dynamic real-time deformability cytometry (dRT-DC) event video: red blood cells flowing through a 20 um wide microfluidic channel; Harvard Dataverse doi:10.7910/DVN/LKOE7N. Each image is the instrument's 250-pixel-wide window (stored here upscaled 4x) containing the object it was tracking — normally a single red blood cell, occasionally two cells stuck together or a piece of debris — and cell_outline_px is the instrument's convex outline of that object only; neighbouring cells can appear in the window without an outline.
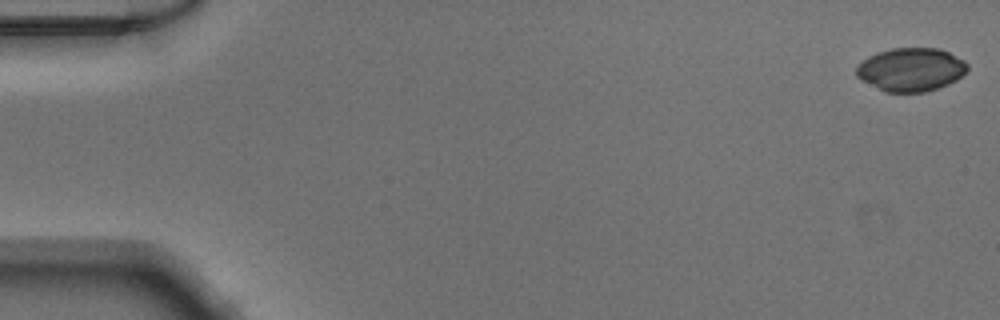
{"species": "Egyptian fruit bat (a non-hibernating species)", "species_latin": "Rousettus aegyptiacus", "temperature_condition": "warm", "stored_images_in_passage": 50, "camera_frame_rate_fps": 3000, "um_per_image_px": 0.085, "animal": {"sex": "male"}, "frame": {"image": 1, "passage_image": 1, "time_ms": 0.0, "image_size_px": [1000, 320], "cell_outline_px": [[968, 68], [956, 80], [948, 84], [924, 92], [884, 92], [860, 80], [856, 76], [856, 64], [868, 56], [876, 52], [892, 48], [940, 48], [964, 60], [968, 64]], "centroid_in_image_um": [77.38, 5.9], "position_along_channel_um": 7.6, "area_um2": 28.26}}
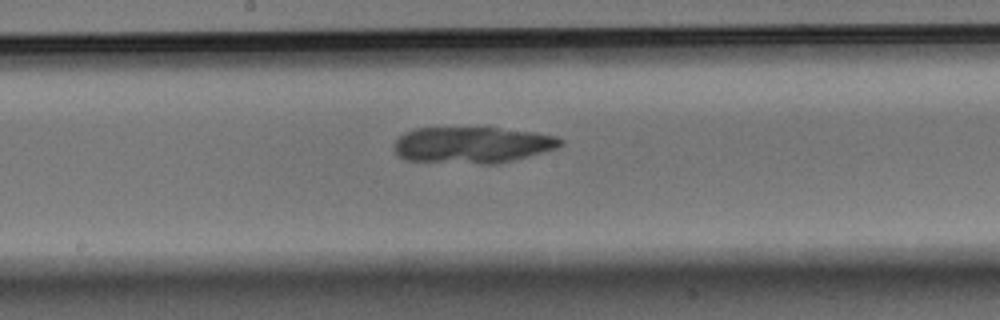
{"frame": {"image": 2, "passage_image": 27, "time_ms": 8.667, "image_size_px": [1000, 320], "cell_outline_px": [[564, 144], [556, 148], [528, 156], [496, 164], [480, 164], [408, 160], [396, 156], [396, 140], [404, 132], [416, 128], [496, 128], [536, 132], [556, 136], [564, 140]], "centroid_in_image_um": [40.17, 12.32], "position_along_channel_um": 208.0, "area_um2": 35.08}}
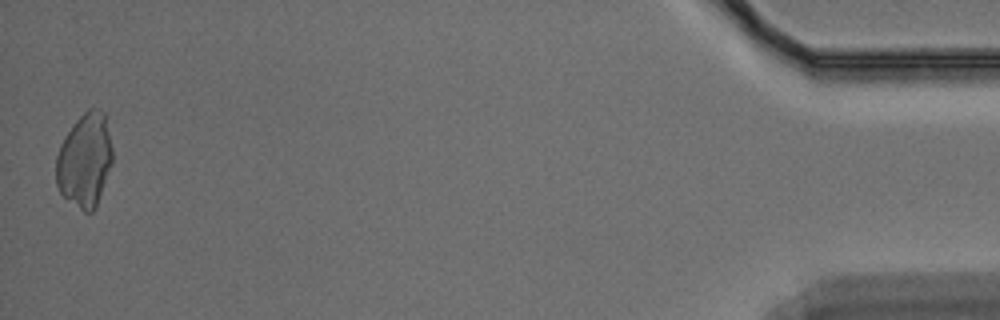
{"frame": {"image": 3, "passage_image": 50, "time_ms": 16.333, "image_size_px": [1000, 320], "cell_outline_px": [[112, 164], [96, 208], [92, 212], [84, 212], [64, 196], [60, 192], [56, 184], [56, 156], [60, 144], [64, 136], [76, 120], [88, 108], [100, 108], [108, 116], [112, 148]], "centroid_in_image_um": [7.23, 13.57], "position_along_channel_um": 428.0, "area_um2": 31.33}}